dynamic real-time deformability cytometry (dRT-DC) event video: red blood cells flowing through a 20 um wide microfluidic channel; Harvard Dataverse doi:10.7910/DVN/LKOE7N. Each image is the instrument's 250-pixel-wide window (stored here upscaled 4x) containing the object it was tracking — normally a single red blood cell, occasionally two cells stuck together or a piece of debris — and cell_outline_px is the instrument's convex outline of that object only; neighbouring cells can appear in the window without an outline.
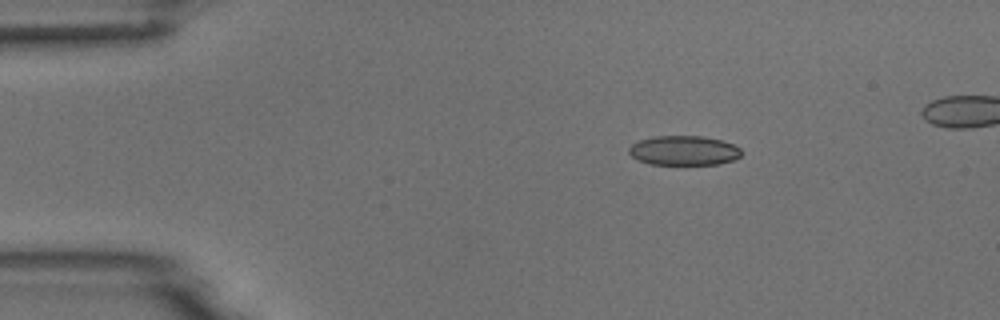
{"species": "common noctule bat (a hibernating species)", "species_latin": "Nyctalus noctula", "temperature_condition": "room temperature", "stored_images_in_passage": 3, "camera_frame_rate_fps": 3000, "um_per_image_px": 0.085, "animal": {"sex": "male", "body_mass_g": 18.8}, "frame": {"image": 1, "passage_image": 1, "time_ms": 0.0, "image_size_px": [1000, 320], "cell_outline_px": [[744, 152], [736, 160], [720, 164], [648, 164], [632, 156], [628, 152], [628, 148], [632, 144], [640, 140], [652, 136], [704, 136], [724, 140], [740, 148]], "centroid_in_image_um": [58.17, 12.79], "position_along_channel_um": 26.8, "area_um2": 19.59}}